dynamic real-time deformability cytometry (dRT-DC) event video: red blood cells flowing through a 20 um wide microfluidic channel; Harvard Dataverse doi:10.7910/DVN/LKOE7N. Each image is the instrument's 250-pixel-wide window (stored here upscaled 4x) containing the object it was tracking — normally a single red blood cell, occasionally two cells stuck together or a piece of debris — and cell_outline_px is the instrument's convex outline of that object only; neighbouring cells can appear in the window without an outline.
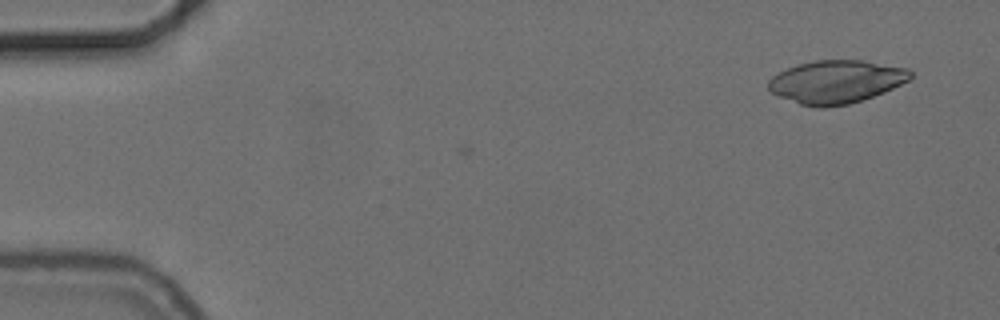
{"species": "common noctule bat (a hibernating species)", "species_latin": "Nyctalus noctula", "temperature_condition": "cold", "stored_images_in_passage": 5, "camera_frame_rate_fps": 3000, "um_per_image_px": 0.085, "animal": {"sex": "female", "body_mass_g": 24.6, "forearm_length_mm": 56.2}, "frame": {"image": 1, "passage_image": 1, "time_ms": 0.0, "image_size_px": [1000, 320], "cell_outline_px": [[912, 76], [908, 80], [884, 92], [848, 104], [824, 108], [820, 108], [800, 104], [780, 96], [772, 92], [768, 88], [768, 80], [772, 76], [796, 64], [812, 60], [864, 60], [908, 68], [912, 72]], "centroid_in_image_um": [71.07, 6.94], "position_along_channel_um": 13.9, "area_um2": 35.49}}